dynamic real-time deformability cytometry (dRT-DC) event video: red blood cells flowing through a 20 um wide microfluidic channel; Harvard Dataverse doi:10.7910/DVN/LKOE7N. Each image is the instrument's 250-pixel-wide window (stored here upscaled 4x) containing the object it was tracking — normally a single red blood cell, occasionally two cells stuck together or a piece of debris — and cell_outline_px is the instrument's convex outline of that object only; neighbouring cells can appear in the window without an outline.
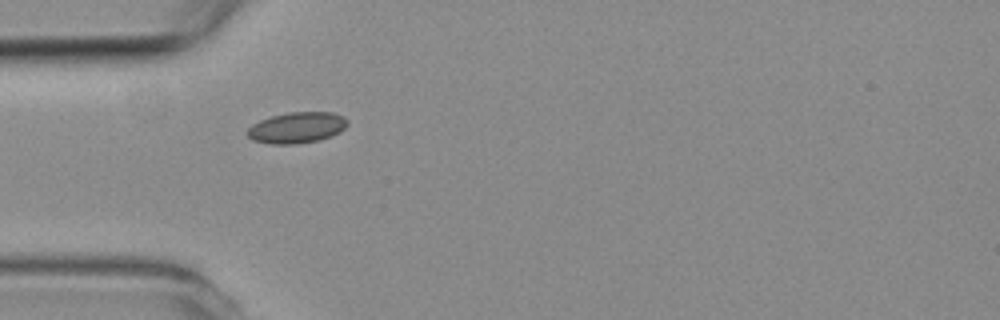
{"species": "common noctule bat (a hibernating species)", "species_latin": "Nyctalus noctula", "temperature_condition": "room temperature", "stored_images_in_passage": 8, "camera_frame_rate_fps": 3000, "um_per_image_px": 0.085, "animal": {"sex": "female", "body_mass_g": 19.3, "forearm_length_mm": 54.1}, "frame": {"image": 1, "passage_image": 5, "time_ms": 4.667, "image_size_px": [1000, 320], "cell_outline_px": [[348, 124], [340, 132], [332, 136], [320, 140], [296, 144], [272, 144], [252, 140], [248, 136], [248, 128], [252, 124], [260, 120], [272, 116], [288, 112], [332, 112], [344, 116], [348, 120]], "centroid_in_image_um": [25.26, 10.85], "position_along_channel_um": 59.7, "area_um2": 18.21}}
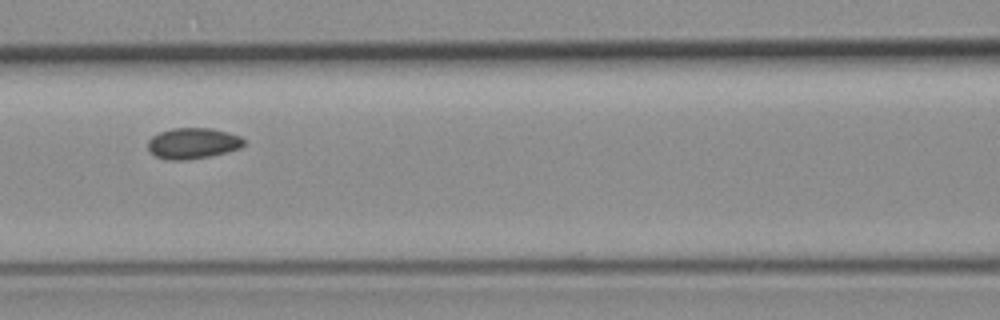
{"frame": {"image": 2, "passage_image": 7, "time_ms": 7.0, "image_size_px": [1000, 320], "cell_outline_px": [[244, 144], [240, 148], [212, 156], [188, 160], [164, 160], [156, 156], [148, 148], [148, 140], [152, 136], [160, 132], [172, 128], [212, 128], [240, 136], [244, 140]], "centroid_in_image_um": [16.38, 12.19], "position_along_channel_um": 150.2, "area_um2": 17.34}}
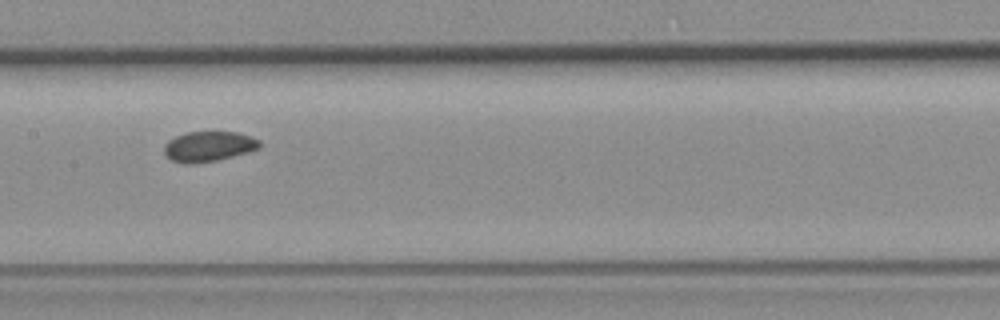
{"frame": {"image": 3, "passage_image": 8, "time_ms": 8.0, "image_size_px": [1000, 320], "cell_outline_px": [[260, 148], [248, 152], [216, 160], [192, 164], [184, 164], [172, 160], [164, 152], [164, 144], [168, 140], [176, 136], [188, 132], [236, 132], [260, 140]], "centroid_in_image_um": [17.71, 12.45], "position_along_channel_um": 189.7, "area_um2": 16.65}}